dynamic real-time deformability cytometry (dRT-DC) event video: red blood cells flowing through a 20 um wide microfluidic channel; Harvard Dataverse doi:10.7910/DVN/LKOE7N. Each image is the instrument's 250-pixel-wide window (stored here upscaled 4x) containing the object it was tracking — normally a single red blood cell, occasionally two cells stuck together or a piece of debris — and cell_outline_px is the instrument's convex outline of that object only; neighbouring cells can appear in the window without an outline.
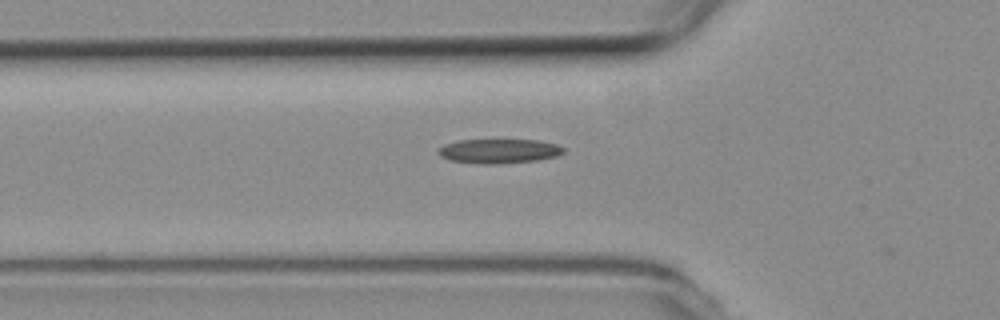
{"species": "common noctule bat (a hibernating species)", "species_latin": "Nyctalus noctula", "temperature_condition": "room temperature", "stored_images_in_passage": 13, "camera_frame_rate_fps": 3000, "um_per_image_px": 0.085, "animal": {"sex": "female", "body_mass_g": 19.3, "forearm_length_mm": 54.1}, "frame": {"image": 1, "passage_image": 3, "time_ms": 0.667, "image_size_px": [1000, 320], "cell_outline_px": [[564, 152], [556, 156], [536, 160], [500, 164], [484, 164], [448, 160], [440, 156], [436, 152], [444, 144], [460, 140], [540, 140], [556, 144], [564, 148]], "centroid_in_image_um": [42.39, 12.84], "position_along_channel_um": 83.4, "area_um2": 17.8}}
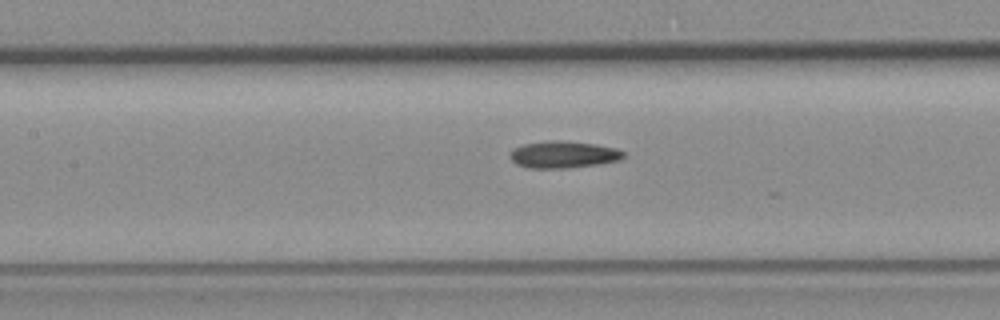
{"frame": {"image": 2, "passage_image": 9, "time_ms": 2.667, "image_size_px": [1000, 320], "cell_outline_px": [[624, 156], [620, 160], [596, 164], [568, 168], [528, 168], [516, 164], [512, 160], [512, 148], [524, 144], [544, 140], [560, 140], [596, 144], [616, 148], [624, 152]], "centroid_in_image_um": [47.88, 13.13], "position_along_channel_um": 159.5, "area_um2": 17.8}}
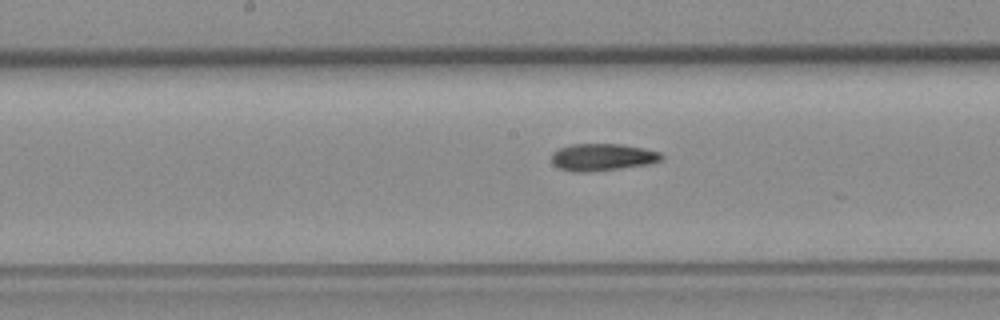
{"frame": {"image": 3, "passage_image": 12, "time_ms": 3.667, "image_size_px": [1000, 320], "cell_outline_px": [[664, 156], [660, 160], [648, 164], [592, 172], [576, 172], [560, 168], [552, 160], [552, 152], [560, 148], [572, 144], [620, 144], [644, 148], [660, 152]], "centroid_in_image_um": [51.22, 13.35], "position_along_channel_um": 197.0, "area_um2": 17.22}}